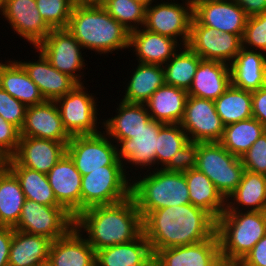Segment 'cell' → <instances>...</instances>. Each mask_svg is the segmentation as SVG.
<instances>
[{"label": "cell", "mask_w": 266, "mask_h": 266, "mask_svg": "<svg viewBox=\"0 0 266 266\" xmlns=\"http://www.w3.org/2000/svg\"><path fill=\"white\" fill-rule=\"evenodd\" d=\"M143 233L155 254L210 239L216 233V220L191 203L165 207L151 211L143 219Z\"/></svg>", "instance_id": "cell-1"}, {"label": "cell", "mask_w": 266, "mask_h": 266, "mask_svg": "<svg viewBox=\"0 0 266 266\" xmlns=\"http://www.w3.org/2000/svg\"><path fill=\"white\" fill-rule=\"evenodd\" d=\"M75 228L96 251L125 244L143 233V218L132 196L110 205L87 208L75 217Z\"/></svg>", "instance_id": "cell-2"}, {"label": "cell", "mask_w": 266, "mask_h": 266, "mask_svg": "<svg viewBox=\"0 0 266 266\" xmlns=\"http://www.w3.org/2000/svg\"><path fill=\"white\" fill-rule=\"evenodd\" d=\"M66 29L83 49L101 54L129 48L130 31L102 5L75 3Z\"/></svg>", "instance_id": "cell-3"}, {"label": "cell", "mask_w": 266, "mask_h": 266, "mask_svg": "<svg viewBox=\"0 0 266 266\" xmlns=\"http://www.w3.org/2000/svg\"><path fill=\"white\" fill-rule=\"evenodd\" d=\"M220 254L237 265L266 234V212L224 211L216 220Z\"/></svg>", "instance_id": "cell-4"}, {"label": "cell", "mask_w": 266, "mask_h": 266, "mask_svg": "<svg viewBox=\"0 0 266 266\" xmlns=\"http://www.w3.org/2000/svg\"><path fill=\"white\" fill-rule=\"evenodd\" d=\"M141 175L132 180L131 196L143 219L151 211L191 203L184 172L159 168Z\"/></svg>", "instance_id": "cell-5"}, {"label": "cell", "mask_w": 266, "mask_h": 266, "mask_svg": "<svg viewBox=\"0 0 266 266\" xmlns=\"http://www.w3.org/2000/svg\"><path fill=\"white\" fill-rule=\"evenodd\" d=\"M127 173L124 165H107L104 169L83 175L81 212L93 206L115 204L130 197L132 178Z\"/></svg>", "instance_id": "cell-6"}, {"label": "cell", "mask_w": 266, "mask_h": 266, "mask_svg": "<svg viewBox=\"0 0 266 266\" xmlns=\"http://www.w3.org/2000/svg\"><path fill=\"white\" fill-rule=\"evenodd\" d=\"M195 168L214 183L225 199L238 187L245 170L241 158L219 142L199 143Z\"/></svg>", "instance_id": "cell-7"}, {"label": "cell", "mask_w": 266, "mask_h": 266, "mask_svg": "<svg viewBox=\"0 0 266 266\" xmlns=\"http://www.w3.org/2000/svg\"><path fill=\"white\" fill-rule=\"evenodd\" d=\"M86 89V90H85ZM97 98L89 94L83 84H77L70 92L55 100L64 129L70 136L98 134ZM98 125V126H97Z\"/></svg>", "instance_id": "cell-8"}, {"label": "cell", "mask_w": 266, "mask_h": 266, "mask_svg": "<svg viewBox=\"0 0 266 266\" xmlns=\"http://www.w3.org/2000/svg\"><path fill=\"white\" fill-rule=\"evenodd\" d=\"M74 225L75 217L64 207L47 206L26 199L18 223L13 228L55 241L65 236Z\"/></svg>", "instance_id": "cell-9"}, {"label": "cell", "mask_w": 266, "mask_h": 266, "mask_svg": "<svg viewBox=\"0 0 266 266\" xmlns=\"http://www.w3.org/2000/svg\"><path fill=\"white\" fill-rule=\"evenodd\" d=\"M102 131L93 135L71 136L66 154L80 174L86 175L107 165H123L118 159L117 144Z\"/></svg>", "instance_id": "cell-10"}, {"label": "cell", "mask_w": 266, "mask_h": 266, "mask_svg": "<svg viewBox=\"0 0 266 266\" xmlns=\"http://www.w3.org/2000/svg\"><path fill=\"white\" fill-rule=\"evenodd\" d=\"M170 1V3L158 2L156 5L151 4L146 7L143 28L181 41L180 44L187 46L193 18V3L191 0H185L181 4L175 0H173L174 2Z\"/></svg>", "instance_id": "cell-11"}, {"label": "cell", "mask_w": 266, "mask_h": 266, "mask_svg": "<svg viewBox=\"0 0 266 266\" xmlns=\"http://www.w3.org/2000/svg\"><path fill=\"white\" fill-rule=\"evenodd\" d=\"M35 49L40 50L58 71L83 84L81 69L86 66L81 50L83 47L67 29H52Z\"/></svg>", "instance_id": "cell-12"}, {"label": "cell", "mask_w": 266, "mask_h": 266, "mask_svg": "<svg viewBox=\"0 0 266 266\" xmlns=\"http://www.w3.org/2000/svg\"><path fill=\"white\" fill-rule=\"evenodd\" d=\"M187 46L202 59L216 60L230 65L242 48V38L228 32L221 33L214 28L199 24L192 18Z\"/></svg>", "instance_id": "cell-13"}, {"label": "cell", "mask_w": 266, "mask_h": 266, "mask_svg": "<svg viewBox=\"0 0 266 266\" xmlns=\"http://www.w3.org/2000/svg\"><path fill=\"white\" fill-rule=\"evenodd\" d=\"M189 141L220 142L224 125L212 100L188 95L184 117L180 123Z\"/></svg>", "instance_id": "cell-14"}, {"label": "cell", "mask_w": 266, "mask_h": 266, "mask_svg": "<svg viewBox=\"0 0 266 266\" xmlns=\"http://www.w3.org/2000/svg\"><path fill=\"white\" fill-rule=\"evenodd\" d=\"M215 233L195 244L165 248L154 254V266H227Z\"/></svg>", "instance_id": "cell-15"}, {"label": "cell", "mask_w": 266, "mask_h": 266, "mask_svg": "<svg viewBox=\"0 0 266 266\" xmlns=\"http://www.w3.org/2000/svg\"><path fill=\"white\" fill-rule=\"evenodd\" d=\"M193 18L201 25L243 37L248 16L235 0L192 1Z\"/></svg>", "instance_id": "cell-16"}, {"label": "cell", "mask_w": 266, "mask_h": 266, "mask_svg": "<svg viewBox=\"0 0 266 266\" xmlns=\"http://www.w3.org/2000/svg\"><path fill=\"white\" fill-rule=\"evenodd\" d=\"M3 17L22 39L37 47L51 32L39 10L36 0H4Z\"/></svg>", "instance_id": "cell-17"}, {"label": "cell", "mask_w": 266, "mask_h": 266, "mask_svg": "<svg viewBox=\"0 0 266 266\" xmlns=\"http://www.w3.org/2000/svg\"><path fill=\"white\" fill-rule=\"evenodd\" d=\"M20 137L49 139L66 145L71 139L64 129L57 104L47 100L27 107Z\"/></svg>", "instance_id": "cell-18"}, {"label": "cell", "mask_w": 266, "mask_h": 266, "mask_svg": "<svg viewBox=\"0 0 266 266\" xmlns=\"http://www.w3.org/2000/svg\"><path fill=\"white\" fill-rule=\"evenodd\" d=\"M49 184L57 202L72 216L81 212V180L71 158L65 154L47 173Z\"/></svg>", "instance_id": "cell-19"}, {"label": "cell", "mask_w": 266, "mask_h": 266, "mask_svg": "<svg viewBox=\"0 0 266 266\" xmlns=\"http://www.w3.org/2000/svg\"><path fill=\"white\" fill-rule=\"evenodd\" d=\"M163 125L164 123L151 119L133 138L123 139L117 144L118 159L124 167L128 163L131 167L140 166L141 170L148 167L144 169L148 172L149 169L152 170L150 167L156 169L157 136Z\"/></svg>", "instance_id": "cell-20"}, {"label": "cell", "mask_w": 266, "mask_h": 266, "mask_svg": "<svg viewBox=\"0 0 266 266\" xmlns=\"http://www.w3.org/2000/svg\"><path fill=\"white\" fill-rule=\"evenodd\" d=\"M67 145L49 139L20 137L12 158L21 166L47 174L66 154Z\"/></svg>", "instance_id": "cell-21"}, {"label": "cell", "mask_w": 266, "mask_h": 266, "mask_svg": "<svg viewBox=\"0 0 266 266\" xmlns=\"http://www.w3.org/2000/svg\"><path fill=\"white\" fill-rule=\"evenodd\" d=\"M49 266H96V252L75 226L51 242Z\"/></svg>", "instance_id": "cell-22"}, {"label": "cell", "mask_w": 266, "mask_h": 266, "mask_svg": "<svg viewBox=\"0 0 266 266\" xmlns=\"http://www.w3.org/2000/svg\"><path fill=\"white\" fill-rule=\"evenodd\" d=\"M37 52L39 59L36 62H18L37 85L44 99L55 101L70 92L78 83L69 75L54 68L40 50Z\"/></svg>", "instance_id": "cell-23"}, {"label": "cell", "mask_w": 266, "mask_h": 266, "mask_svg": "<svg viewBox=\"0 0 266 266\" xmlns=\"http://www.w3.org/2000/svg\"><path fill=\"white\" fill-rule=\"evenodd\" d=\"M180 45L171 37L150 32L143 27L130 32L129 47L134 48L139 63L163 66L180 49Z\"/></svg>", "instance_id": "cell-24"}, {"label": "cell", "mask_w": 266, "mask_h": 266, "mask_svg": "<svg viewBox=\"0 0 266 266\" xmlns=\"http://www.w3.org/2000/svg\"><path fill=\"white\" fill-rule=\"evenodd\" d=\"M229 68L234 87L253 92L266 86V53L242 47Z\"/></svg>", "instance_id": "cell-25"}, {"label": "cell", "mask_w": 266, "mask_h": 266, "mask_svg": "<svg viewBox=\"0 0 266 266\" xmlns=\"http://www.w3.org/2000/svg\"><path fill=\"white\" fill-rule=\"evenodd\" d=\"M231 85L229 64L201 59L188 95L215 101Z\"/></svg>", "instance_id": "cell-26"}, {"label": "cell", "mask_w": 266, "mask_h": 266, "mask_svg": "<svg viewBox=\"0 0 266 266\" xmlns=\"http://www.w3.org/2000/svg\"><path fill=\"white\" fill-rule=\"evenodd\" d=\"M96 266H154V254L142 233L131 242L96 251Z\"/></svg>", "instance_id": "cell-27"}, {"label": "cell", "mask_w": 266, "mask_h": 266, "mask_svg": "<svg viewBox=\"0 0 266 266\" xmlns=\"http://www.w3.org/2000/svg\"><path fill=\"white\" fill-rule=\"evenodd\" d=\"M116 109L117 114L114 117L101 122L105 129L102 131L111 139L113 138L116 144L123 139L133 138V135L151 120L145 104L127 103L120 100Z\"/></svg>", "instance_id": "cell-28"}, {"label": "cell", "mask_w": 266, "mask_h": 266, "mask_svg": "<svg viewBox=\"0 0 266 266\" xmlns=\"http://www.w3.org/2000/svg\"><path fill=\"white\" fill-rule=\"evenodd\" d=\"M243 210L248 212H266L265 175L245 169L238 187L226 198L225 211Z\"/></svg>", "instance_id": "cell-29"}, {"label": "cell", "mask_w": 266, "mask_h": 266, "mask_svg": "<svg viewBox=\"0 0 266 266\" xmlns=\"http://www.w3.org/2000/svg\"><path fill=\"white\" fill-rule=\"evenodd\" d=\"M188 92L164 84L145 103L152 120L164 124H180L185 112Z\"/></svg>", "instance_id": "cell-30"}, {"label": "cell", "mask_w": 266, "mask_h": 266, "mask_svg": "<svg viewBox=\"0 0 266 266\" xmlns=\"http://www.w3.org/2000/svg\"><path fill=\"white\" fill-rule=\"evenodd\" d=\"M52 240L13 228L9 266H41L48 262Z\"/></svg>", "instance_id": "cell-31"}, {"label": "cell", "mask_w": 266, "mask_h": 266, "mask_svg": "<svg viewBox=\"0 0 266 266\" xmlns=\"http://www.w3.org/2000/svg\"><path fill=\"white\" fill-rule=\"evenodd\" d=\"M192 205L208 212L215 220L226 210V199L214 183L196 168L184 172Z\"/></svg>", "instance_id": "cell-32"}, {"label": "cell", "mask_w": 266, "mask_h": 266, "mask_svg": "<svg viewBox=\"0 0 266 266\" xmlns=\"http://www.w3.org/2000/svg\"><path fill=\"white\" fill-rule=\"evenodd\" d=\"M0 86L26 107L46 101L37 85L29 78L18 60L15 59L14 61L10 60L3 68L0 76Z\"/></svg>", "instance_id": "cell-33"}, {"label": "cell", "mask_w": 266, "mask_h": 266, "mask_svg": "<svg viewBox=\"0 0 266 266\" xmlns=\"http://www.w3.org/2000/svg\"><path fill=\"white\" fill-rule=\"evenodd\" d=\"M165 84L162 65L139 63L126 83L125 95L121 99L127 103L145 104L152 94Z\"/></svg>", "instance_id": "cell-34"}, {"label": "cell", "mask_w": 266, "mask_h": 266, "mask_svg": "<svg viewBox=\"0 0 266 266\" xmlns=\"http://www.w3.org/2000/svg\"><path fill=\"white\" fill-rule=\"evenodd\" d=\"M6 166L19 180L26 199L47 206H61L54 196L47 174L23 167L12 157L7 159Z\"/></svg>", "instance_id": "cell-35"}, {"label": "cell", "mask_w": 266, "mask_h": 266, "mask_svg": "<svg viewBox=\"0 0 266 266\" xmlns=\"http://www.w3.org/2000/svg\"><path fill=\"white\" fill-rule=\"evenodd\" d=\"M26 201L15 174L5 166L0 171V225L14 227Z\"/></svg>", "instance_id": "cell-36"}, {"label": "cell", "mask_w": 266, "mask_h": 266, "mask_svg": "<svg viewBox=\"0 0 266 266\" xmlns=\"http://www.w3.org/2000/svg\"><path fill=\"white\" fill-rule=\"evenodd\" d=\"M265 132V127L251 117L224 126L223 137L219 143L231 154L241 158Z\"/></svg>", "instance_id": "cell-37"}, {"label": "cell", "mask_w": 266, "mask_h": 266, "mask_svg": "<svg viewBox=\"0 0 266 266\" xmlns=\"http://www.w3.org/2000/svg\"><path fill=\"white\" fill-rule=\"evenodd\" d=\"M214 103L224 126L253 117L252 92L250 91L230 85Z\"/></svg>", "instance_id": "cell-38"}, {"label": "cell", "mask_w": 266, "mask_h": 266, "mask_svg": "<svg viewBox=\"0 0 266 266\" xmlns=\"http://www.w3.org/2000/svg\"><path fill=\"white\" fill-rule=\"evenodd\" d=\"M182 48L163 65L165 84L188 91L202 58L188 46Z\"/></svg>", "instance_id": "cell-39"}, {"label": "cell", "mask_w": 266, "mask_h": 266, "mask_svg": "<svg viewBox=\"0 0 266 266\" xmlns=\"http://www.w3.org/2000/svg\"><path fill=\"white\" fill-rule=\"evenodd\" d=\"M189 142L180 124H164L157 136L156 169H163L172 156Z\"/></svg>", "instance_id": "cell-40"}, {"label": "cell", "mask_w": 266, "mask_h": 266, "mask_svg": "<svg viewBox=\"0 0 266 266\" xmlns=\"http://www.w3.org/2000/svg\"><path fill=\"white\" fill-rule=\"evenodd\" d=\"M102 6L130 32L144 26L146 6L142 3L134 0H106Z\"/></svg>", "instance_id": "cell-41"}, {"label": "cell", "mask_w": 266, "mask_h": 266, "mask_svg": "<svg viewBox=\"0 0 266 266\" xmlns=\"http://www.w3.org/2000/svg\"><path fill=\"white\" fill-rule=\"evenodd\" d=\"M39 14L51 29H66L74 0H36Z\"/></svg>", "instance_id": "cell-42"}, {"label": "cell", "mask_w": 266, "mask_h": 266, "mask_svg": "<svg viewBox=\"0 0 266 266\" xmlns=\"http://www.w3.org/2000/svg\"><path fill=\"white\" fill-rule=\"evenodd\" d=\"M242 47L266 53V11L247 18Z\"/></svg>", "instance_id": "cell-43"}, {"label": "cell", "mask_w": 266, "mask_h": 266, "mask_svg": "<svg viewBox=\"0 0 266 266\" xmlns=\"http://www.w3.org/2000/svg\"><path fill=\"white\" fill-rule=\"evenodd\" d=\"M27 107L19 100L12 97L0 86V115L7 122L22 128Z\"/></svg>", "instance_id": "cell-44"}, {"label": "cell", "mask_w": 266, "mask_h": 266, "mask_svg": "<svg viewBox=\"0 0 266 266\" xmlns=\"http://www.w3.org/2000/svg\"><path fill=\"white\" fill-rule=\"evenodd\" d=\"M241 161L246 170L266 176V132L242 155Z\"/></svg>", "instance_id": "cell-45"}, {"label": "cell", "mask_w": 266, "mask_h": 266, "mask_svg": "<svg viewBox=\"0 0 266 266\" xmlns=\"http://www.w3.org/2000/svg\"><path fill=\"white\" fill-rule=\"evenodd\" d=\"M199 142L189 141L176 152L170 162L163 168L169 172H186L196 167Z\"/></svg>", "instance_id": "cell-46"}, {"label": "cell", "mask_w": 266, "mask_h": 266, "mask_svg": "<svg viewBox=\"0 0 266 266\" xmlns=\"http://www.w3.org/2000/svg\"><path fill=\"white\" fill-rule=\"evenodd\" d=\"M20 139V130L0 115V152L8 159L17 149Z\"/></svg>", "instance_id": "cell-47"}, {"label": "cell", "mask_w": 266, "mask_h": 266, "mask_svg": "<svg viewBox=\"0 0 266 266\" xmlns=\"http://www.w3.org/2000/svg\"><path fill=\"white\" fill-rule=\"evenodd\" d=\"M236 266H266V234Z\"/></svg>", "instance_id": "cell-48"}, {"label": "cell", "mask_w": 266, "mask_h": 266, "mask_svg": "<svg viewBox=\"0 0 266 266\" xmlns=\"http://www.w3.org/2000/svg\"><path fill=\"white\" fill-rule=\"evenodd\" d=\"M252 115L266 129V86L252 92Z\"/></svg>", "instance_id": "cell-49"}, {"label": "cell", "mask_w": 266, "mask_h": 266, "mask_svg": "<svg viewBox=\"0 0 266 266\" xmlns=\"http://www.w3.org/2000/svg\"><path fill=\"white\" fill-rule=\"evenodd\" d=\"M13 238V227L0 225V266H9V251Z\"/></svg>", "instance_id": "cell-50"}, {"label": "cell", "mask_w": 266, "mask_h": 266, "mask_svg": "<svg viewBox=\"0 0 266 266\" xmlns=\"http://www.w3.org/2000/svg\"><path fill=\"white\" fill-rule=\"evenodd\" d=\"M236 3L244 10L245 14L250 17L266 11V0H235Z\"/></svg>", "instance_id": "cell-51"}, {"label": "cell", "mask_w": 266, "mask_h": 266, "mask_svg": "<svg viewBox=\"0 0 266 266\" xmlns=\"http://www.w3.org/2000/svg\"><path fill=\"white\" fill-rule=\"evenodd\" d=\"M75 3L82 5H102L106 0H74Z\"/></svg>", "instance_id": "cell-52"}, {"label": "cell", "mask_w": 266, "mask_h": 266, "mask_svg": "<svg viewBox=\"0 0 266 266\" xmlns=\"http://www.w3.org/2000/svg\"><path fill=\"white\" fill-rule=\"evenodd\" d=\"M7 158L0 152V171L6 166Z\"/></svg>", "instance_id": "cell-53"}, {"label": "cell", "mask_w": 266, "mask_h": 266, "mask_svg": "<svg viewBox=\"0 0 266 266\" xmlns=\"http://www.w3.org/2000/svg\"><path fill=\"white\" fill-rule=\"evenodd\" d=\"M134 1L142 3L146 7H149L151 4H153L152 2H155V0H134Z\"/></svg>", "instance_id": "cell-54"}, {"label": "cell", "mask_w": 266, "mask_h": 266, "mask_svg": "<svg viewBox=\"0 0 266 266\" xmlns=\"http://www.w3.org/2000/svg\"><path fill=\"white\" fill-rule=\"evenodd\" d=\"M8 62H9V60H7L5 63L0 62V76H1V72H2L3 68L7 65L6 63H8Z\"/></svg>", "instance_id": "cell-55"}, {"label": "cell", "mask_w": 266, "mask_h": 266, "mask_svg": "<svg viewBox=\"0 0 266 266\" xmlns=\"http://www.w3.org/2000/svg\"><path fill=\"white\" fill-rule=\"evenodd\" d=\"M3 8H4V0H0V14H3Z\"/></svg>", "instance_id": "cell-56"}]
</instances>
